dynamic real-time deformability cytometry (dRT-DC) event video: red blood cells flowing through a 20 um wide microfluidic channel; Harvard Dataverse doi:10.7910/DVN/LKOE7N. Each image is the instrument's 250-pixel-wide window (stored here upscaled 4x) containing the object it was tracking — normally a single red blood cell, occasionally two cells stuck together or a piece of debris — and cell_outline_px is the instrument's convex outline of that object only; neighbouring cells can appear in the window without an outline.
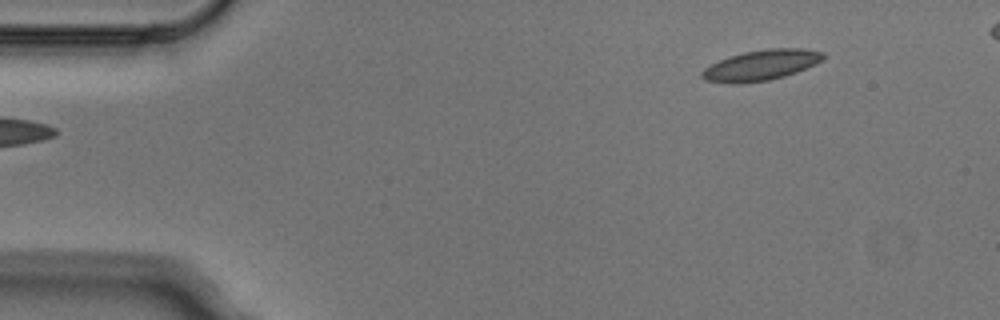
{"species": "Egyptian fruit bat (a non-hibernating species)", "species_latin": "Rousettus aegyptiacus", "temperature_condition": "cold", "stored_images_in_passage": 5, "segment_of_instrument_passage": [2, 2], "camera_frame_rate_fps": 3000, "um_per_image_px": 0.085, "animal": {"sex": "male"}, "frame": {"image": 1, "passage_image": 5, "time_ms": 1.333, "image_size_px": [1000, 320], "cell_outline_px": [[824, 56], [816, 64], [796, 72], [784, 76], [768, 80], [740, 84], [728, 84], [704, 80], [700, 76], [700, 72], [704, 68], [728, 56], [744, 52], [768, 48], [804, 48], [824, 52]], "centroid_in_image_um": [64.65, 5.55], "position_along_channel_um": 20.3, "area_um2": 21.68}}